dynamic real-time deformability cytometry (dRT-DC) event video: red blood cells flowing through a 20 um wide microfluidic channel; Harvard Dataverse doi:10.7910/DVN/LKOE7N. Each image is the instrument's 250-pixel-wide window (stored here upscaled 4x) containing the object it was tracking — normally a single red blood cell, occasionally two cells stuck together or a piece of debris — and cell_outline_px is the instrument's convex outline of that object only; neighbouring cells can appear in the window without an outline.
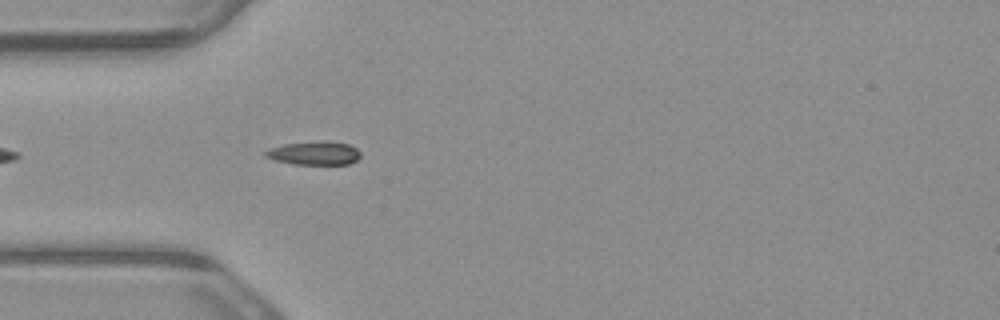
{"species": "common noctule bat (a hibernating species)", "species_latin": "Nyctalus noctula", "temperature_condition": "warm", "stored_images_in_passage": 5, "camera_frame_rate_fps": 3000, "um_per_image_px": 0.085, "animal": {"sex": "male", "body_mass_g": 23.1, "forearm_length_mm": 52.7}, "frame": {"image": 1, "passage_image": 5, "time_ms": 1.333, "image_size_px": [1000, 320], "cell_outline_px": [[360, 156], [356, 160], [348, 164], [292, 164], [276, 160], [264, 156], [264, 152], [272, 148], [284, 144], [348, 144], [356, 148], [360, 152]], "centroid_in_image_um": [26.7, 13.08], "position_along_channel_um": 58.3, "area_um2": 12.02}}